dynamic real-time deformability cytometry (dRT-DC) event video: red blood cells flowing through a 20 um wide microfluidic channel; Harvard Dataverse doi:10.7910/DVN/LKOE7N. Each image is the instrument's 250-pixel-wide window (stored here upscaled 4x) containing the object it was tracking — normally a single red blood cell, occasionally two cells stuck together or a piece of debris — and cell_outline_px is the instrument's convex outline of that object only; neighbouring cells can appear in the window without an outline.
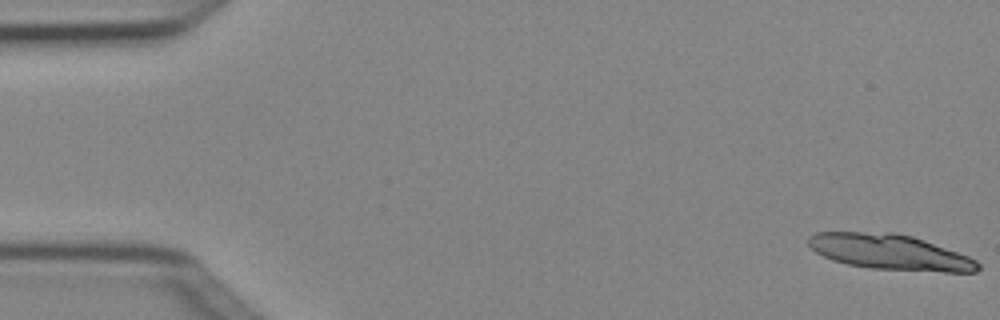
{"species": "Egyptian fruit bat (a non-hibernating species)", "species_latin": "Rousettus aegyptiacus", "temperature_condition": "cold", "stored_images_in_passage": 5, "camera_frame_rate_fps": 3000, "um_per_image_px": 0.085, "animal": {"sex": "female"}, "frame": {"image": 1, "passage_image": 1, "time_ms": 0.0, "image_size_px": [1000, 320], "cell_outline_px": [[980, 268], [976, 272], [944, 272], [868, 268], [848, 264], [832, 260], [816, 252], [808, 244], [808, 236], [816, 232], [896, 232], [912, 236], [924, 240], [968, 256], [976, 260], [980, 264]], "centroid_in_image_um": [75.64, 21.42], "position_along_channel_um": 9.4, "area_um2": 34.97}}